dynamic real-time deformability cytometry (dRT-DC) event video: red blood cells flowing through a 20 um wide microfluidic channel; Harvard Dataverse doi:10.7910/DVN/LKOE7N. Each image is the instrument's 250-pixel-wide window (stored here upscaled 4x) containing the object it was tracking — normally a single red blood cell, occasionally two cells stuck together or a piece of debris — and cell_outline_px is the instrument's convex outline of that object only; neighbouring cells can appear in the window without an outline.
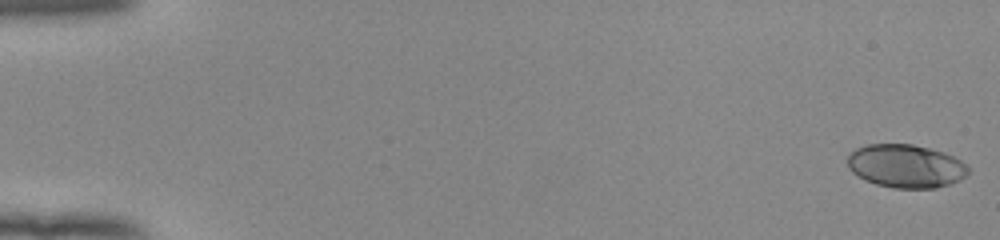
{"species": "human", "species_latin": "Homo sapiens", "temperature_condition": "room temperature", "stored_images_in_passage": 53, "camera_frame_rate_fps": 3000, "um_per_image_px": 0.085, "donor": {"sex": "female"}, "frame": {"image": 1, "passage_image": 1, "time_ms": 0.0, "image_size_px": [1000, 240], "cell_outline_px": [[968, 176], [952, 184], [936, 188], [892, 188], [876, 184], [864, 180], [852, 172], [848, 168], [848, 152], [856, 148], [868, 144], [912, 144], [944, 152], [968, 164]], "centroid_in_image_um": [77.0, 14.12], "position_along_channel_um": 8.0, "area_um2": 30.81}}
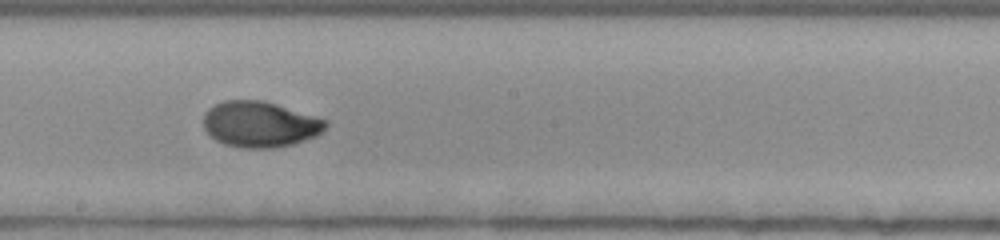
{"frame": {"image": 2, "passage_image": 31, "time_ms": 10.0, "image_size_px": [1000, 240], "cell_outline_px": [[328, 124], [316, 136], [292, 144], [272, 148], [240, 148], [224, 144], [216, 140], [204, 128], [204, 112], [208, 108], [224, 100], [264, 100], [316, 116], [328, 120]], "centroid_in_image_um": [22.09, 10.55], "position_along_channel_um": 226.1, "area_um2": 32.66}}
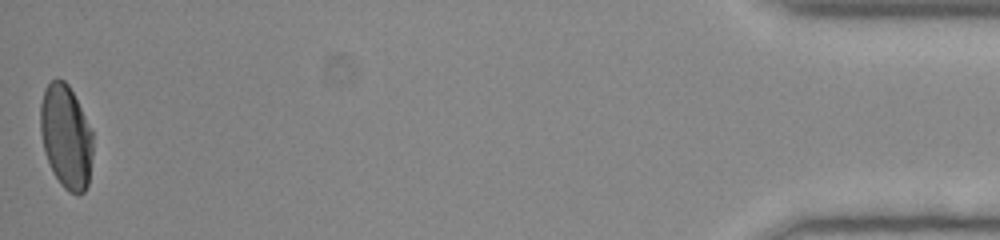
{"frame": {"image": 3, "passage_image": 53, "time_ms": 17.333, "image_size_px": [1000, 240], "cell_outline_px": [[92, 156], [88, 184], [84, 192], [68, 192], [60, 184], [52, 172], [44, 152], [40, 132], [40, 104], [44, 88], [56, 76], [64, 80], [68, 84], [92, 128]], "centroid_in_image_um": [5.59, 11.58], "position_along_channel_um": 429.6, "area_um2": 32.02}, "authors_computed_cell_mechanics": {"area_um2": 32.0212, "velocity_mm_per_s": 3.9624, "shape_relaxation_time_tau1_ms": 5.8412, "shape_relaxation_time_tau2_ms": null, "deformation_change_tau1": 0.2076, "deformation_change_tau2": null}}